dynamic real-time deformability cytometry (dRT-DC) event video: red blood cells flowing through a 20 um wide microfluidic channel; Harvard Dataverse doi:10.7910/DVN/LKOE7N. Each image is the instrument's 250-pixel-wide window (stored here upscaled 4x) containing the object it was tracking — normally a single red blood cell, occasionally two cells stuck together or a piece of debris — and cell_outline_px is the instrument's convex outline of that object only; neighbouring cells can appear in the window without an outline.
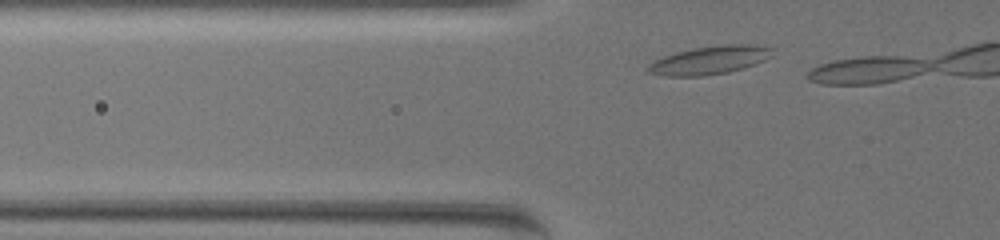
{"species": "common noctule bat (a hibernating species)", "species_latin": "Nyctalus noctula", "temperature_condition": "warm", "stored_images_in_passage": 7, "camera_frame_rate_fps": 3000, "um_per_image_px": 0.085, "animal": {"sex": "female", "body_mass_g": 19.5, "forearm_length_mm": 54.1}, "frame": {"image": 1, "passage_image": 5, "time_ms": 1.333, "image_size_px": [1000, 240], "cell_outline_px": [[772, 56], [756, 64], [744, 68], [728, 72], [700, 76], [664, 76], [648, 72], [644, 68], [648, 64], [664, 56], [676, 52], [692, 48], [724, 44], [752, 44], [772, 48]], "centroid_in_image_um": [60.31, 5.11], "position_along_channel_um": 65.5, "area_um2": 20.58}}